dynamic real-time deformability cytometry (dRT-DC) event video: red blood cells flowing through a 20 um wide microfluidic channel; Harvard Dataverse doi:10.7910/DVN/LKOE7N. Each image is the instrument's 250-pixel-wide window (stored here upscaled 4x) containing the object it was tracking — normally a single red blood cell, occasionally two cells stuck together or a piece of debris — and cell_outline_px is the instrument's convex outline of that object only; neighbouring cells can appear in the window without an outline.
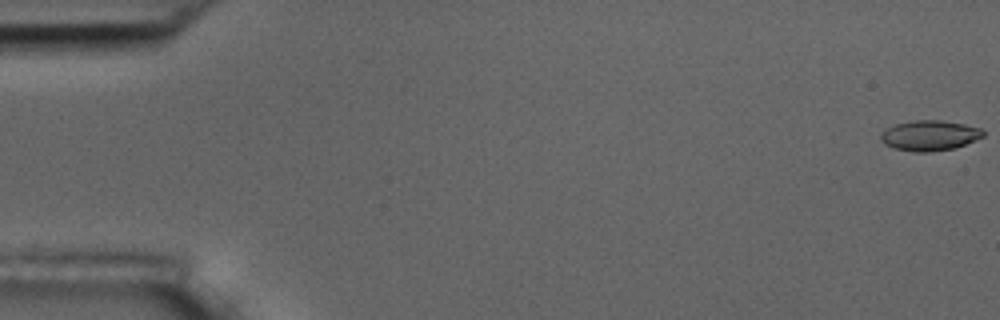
{"species": "common noctule bat (a hibernating species)", "species_latin": "Nyctalus noctula", "temperature_condition": "room temperature", "stored_images_in_passage": 7, "camera_frame_rate_fps": 3000, "um_per_image_px": 0.085, "animal": {"sex": "male", "body_mass_g": 17.5, "forearm_length_mm": 52.3}, "frame": {"image": 1, "passage_image": 1, "time_ms": 0.0, "image_size_px": [1000, 320], "cell_outline_px": [[984, 136], [956, 148], [928, 152], [912, 152], [896, 148], [884, 144], [880, 140], [880, 132], [896, 124], [916, 120], [940, 120], [964, 124], [980, 128], [984, 132]], "centroid_in_image_um": [79.01, 11.52], "position_along_channel_um": 6.0, "area_um2": 18.03}}
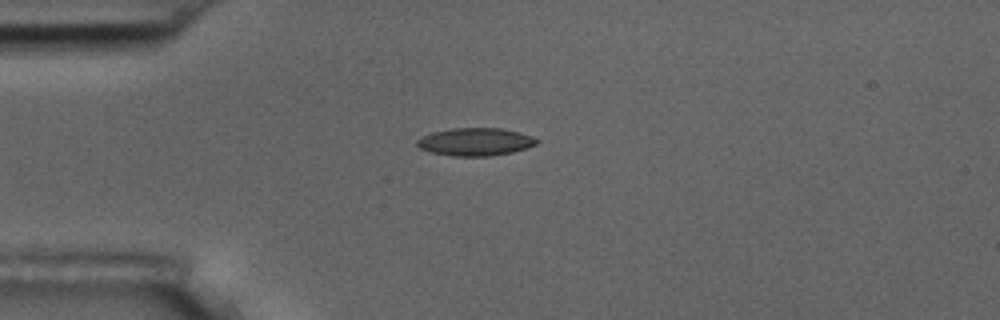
{"frame": {"image": 2, "passage_image": 5, "time_ms": 4.667, "image_size_px": [1000, 320], "cell_outline_px": [[540, 140], [536, 144], [512, 152], [488, 156], [452, 156], [432, 152], [420, 148], [416, 144], [416, 140], [420, 136], [432, 132], [452, 128], [500, 128], [520, 132], [532, 136]], "centroid_in_image_um": [40.38, 12.04], "position_along_channel_um": 44.6, "area_um2": 19.36}}
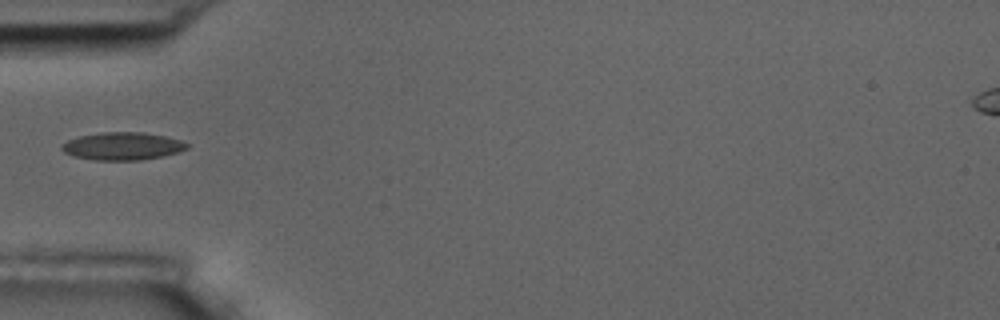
{"frame": {"image": 3, "passage_image": 6, "time_ms": 6.0, "image_size_px": [1000, 320], "cell_outline_px": [[188, 148], [176, 152], [160, 156], [140, 160], [96, 160], [76, 156], [64, 152], [60, 148], [60, 144], [68, 140], [80, 136], [100, 132], [144, 132], [164, 136], [180, 140], [188, 144]], "centroid_in_image_um": [10.38, 12.41], "position_along_channel_um": 74.6, "area_um2": 20.0}}